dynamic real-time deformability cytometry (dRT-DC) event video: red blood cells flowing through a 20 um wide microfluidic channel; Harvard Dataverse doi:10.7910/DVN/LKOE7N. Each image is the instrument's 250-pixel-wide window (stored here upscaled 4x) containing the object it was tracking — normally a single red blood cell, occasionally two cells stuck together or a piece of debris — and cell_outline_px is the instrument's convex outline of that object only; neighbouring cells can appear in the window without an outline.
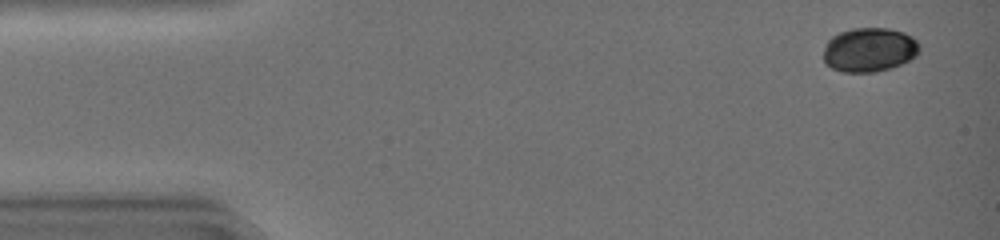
{"species": "common noctule bat (a hibernating species)", "species_latin": "Nyctalus noctula", "temperature_condition": "warm", "stored_images_in_passage": 43, "camera_frame_rate_fps": 3000, "um_per_image_px": 0.085, "animal": {"sex": "female", "body_mass_g": 19.0, "forearm_length_mm": 51.5}, "frame": {"image": 1, "passage_image": 3, "time_ms": 0.667, "image_size_px": [1000, 240], "cell_outline_px": [[920, 48], [916, 56], [900, 64], [876, 72], [840, 72], [832, 68], [824, 60], [824, 48], [828, 40], [832, 36], [840, 32], [852, 28], [888, 28], [904, 32], [912, 36], [920, 44]], "centroid_in_image_um": [73.9, 4.22], "position_along_channel_um": 11.1, "area_um2": 24.74}}
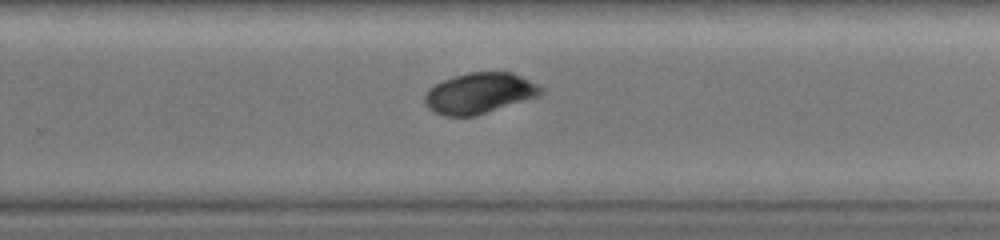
{"frame": {"image": 2, "passage_image": 30, "time_ms": 9.667, "image_size_px": [1000, 240], "cell_outline_px": [[544, 92], [540, 96], [476, 116], [444, 116], [428, 108], [424, 104], [424, 96], [428, 88], [444, 80], [468, 72], [512, 72], [544, 88]], "centroid_in_image_um": [40.76, 7.93], "position_along_channel_um": 289.0, "area_um2": 27.63}}
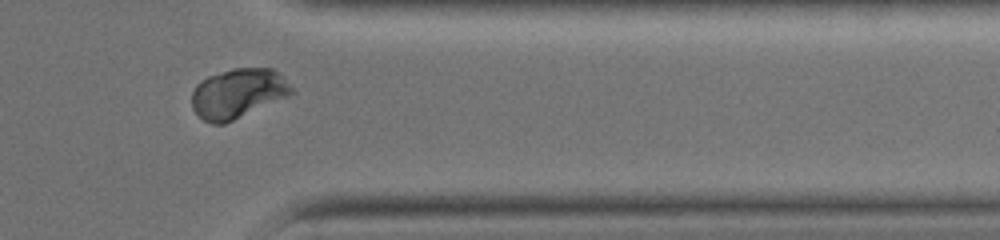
{"frame": {"image": 3, "passage_image": 37, "time_ms": 12.0, "image_size_px": [1000, 240], "cell_outline_px": [[296, 92], [288, 96], [224, 124], [212, 124], [204, 120], [192, 108], [192, 92], [196, 84], [200, 80], [208, 76], [232, 68], [272, 68]], "centroid_in_image_um": [20.19, 7.94], "position_along_channel_um": 391.2, "area_um2": 28.55}, "authors_computed_cell_mechanics": {"area_um2": 27.6862, "velocity_mm_per_s": 4.3833, "shape_relaxation_time_tau1_ms": 1.2084, "shape_relaxation_time_tau2_ms": 4.8211, "deformation_change_tau1": 0.0532, "deformation_change_tau2": 0.0347}}